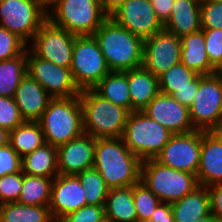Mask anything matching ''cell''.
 <instances>
[{
  "instance_id": "28",
  "label": "cell",
  "mask_w": 222,
  "mask_h": 222,
  "mask_svg": "<svg viewBox=\"0 0 222 222\" xmlns=\"http://www.w3.org/2000/svg\"><path fill=\"white\" fill-rule=\"evenodd\" d=\"M45 143L38 121H24L9 132V144L22 158Z\"/></svg>"
},
{
  "instance_id": "9",
  "label": "cell",
  "mask_w": 222,
  "mask_h": 222,
  "mask_svg": "<svg viewBox=\"0 0 222 222\" xmlns=\"http://www.w3.org/2000/svg\"><path fill=\"white\" fill-rule=\"evenodd\" d=\"M70 70L80 90L93 89L110 72L93 35L76 36Z\"/></svg>"
},
{
  "instance_id": "38",
  "label": "cell",
  "mask_w": 222,
  "mask_h": 222,
  "mask_svg": "<svg viewBox=\"0 0 222 222\" xmlns=\"http://www.w3.org/2000/svg\"><path fill=\"white\" fill-rule=\"evenodd\" d=\"M202 29H222V2L201 0Z\"/></svg>"
},
{
  "instance_id": "36",
  "label": "cell",
  "mask_w": 222,
  "mask_h": 222,
  "mask_svg": "<svg viewBox=\"0 0 222 222\" xmlns=\"http://www.w3.org/2000/svg\"><path fill=\"white\" fill-rule=\"evenodd\" d=\"M27 46L16 34L0 25V61L20 55Z\"/></svg>"
},
{
  "instance_id": "44",
  "label": "cell",
  "mask_w": 222,
  "mask_h": 222,
  "mask_svg": "<svg viewBox=\"0 0 222 222\" xmlns=\"http://www.w3.org/2000/svg\"><path fill=\"white\" fill-rule=\"evenodd\" d=\"M157 17L164 24L171 15L175 0H150Z\"/></svg>"
},
{
  "instance_id": "31",
  "label": "cell",
  "mask_w": 222,
  "mask_h": 222,
  "mask_svg": "<svg viewBox=\"0 0 222 222\" xmlns=\"http://www.w3.org/2000/svg\"><path fill=\"white\" fill-rule=\"evenodd\" d=\"M53 179L23 173V185L18 203L30 206H49Z\"/></svg>"
},
{
  "instance_id": "6",
  "label": "cell",
  "mask_w": 222,
  "mask_h": 222,
  "mask_svg": "<svg viewBox=\"0 0 222 222\" xmlns=\"http://www.w3.org/2000/svg\"><path fill=\"white\" fill-rule=\"evenodd\" d=\"M108 17L100 0H60L47 11V19L75 36H92Z\"/></svg>"
},
{
  "instance_id": "2",
  "label": "cell",
  "mask_w": 222,
  "mask_h": 222,
  "mask_svg": "<svg viewBox=\"0 0 222 222\" xmlns=\"http://www.w3.org/2000/svg\"><path fill=\"white\" fill-rule=\"evenodd\" d=\"M110 71L142 66L144 41L108 17L93 34Z\"/></svg>"
},
{
  "instance_id": "19",
  "label": "cell",
  "mask_w": 222,
  "mask_h": 222,
  "mask_svg": "<svg viewBox=\"0 0 222 222\" xmlns=\"http://www.w3.org/2000/svg\"><path fill=\"white\" fill-rule=\"evenodd\" d=\"M196 175L201 186L222 183V131H201L200 165Z\"/></svg>"
},
{
  "instance_id": "43",
  "label": "cell",
  "mask_w": 222,
  "mask_h": 222,
  "mask_svg": "<svg viewBox=\"0 0 222 222\" xmlns=\"http://www.w3.org/2000/svg\"><path fill=\"white\" fill-rule=\"evenodd\" d=\"M148 222H174L170 203L161 202L153 212Z\"/></svg>"
},
{
  "instance_id": "47",
  "label": "cell",
  "mask_w": 222,
  "mask_h": 222,
  "mask_svg": "<svg viewBox=\"0 0 222 222\" xmlns=\"http://www.w3.org/2000/svg\"><path fill=\"white\" fill-rule=\"evenodd\" d=\"M9 144V132L0 127V148Z\"/></svg>"
},
{
  "instance_id": "14",
  "label": "cell",
  "mask_w": 222,
  "mask_h": 222,
  "mask_svg": "<svg viewBox=\"0 0 222 222\" xmlns=\"http://www.w3.org/2000/svg\"><path fill=\"white\" fill-rule=\"evenodd\" d=\"M181 38L162 29L144 41L142 66L159 77L181 62Z\"/></svg>"
},
{
  "instance_id": "27",
  "label": "cell",
  "mask_w": 222,
  "mask_h": 222,
  "mask_svg": "<svg viewBox=\"0 0 222 222\" xmlns=\"http://www.w3.org/2000/svg\"><path fill=\"white\" fill-rule=\"evenodd\" d=\"M93 90L104 99L122 106L131 112V98L127 71H110Z\"/></svg>"
},
{
  "instance_id": "16",
  "label": "cell",
  "mask_w": 222,
  "mask_h": 222,
  "mask_svg": "<svg viewBox=\"0 0 222 222\" xmlns=\"http://www.w3.org/2000/svg\"><path fill=\"white\" fill-rule=\"evenodd\" d=\"M143 112L173 134L195 130L190 119L189 108L180 104L171 95L160 92Z\"/></svg>"
},
{
  "instance_id": "22",
  "label": "cell",
  "mask_w": 222,
  "mask_h": 222,
  "mask_svg": "<svg viewBox=\"0 0 222 222\" xmlns=\"http://www.w3.org/2000/svg\"><path fill=\"white\" fill-rule=\"evenodd\" d=\"M127 79L130 88L131 112L143 111L160 93L159 77L154 76L143 66L128 70Z\"/></svg>"
},
{
  "instance_id": "32",
  "label": "cell",
  "mask_w": 222,
  "mask_h": 222,
  "mask_svg": "<svg viewBox=\"0 0 222 222\" xmlns=\"http://www.w3.org/2000/svg\"><path fill=\"white\" fill-rule=\"evenodd\" d=\"M199 87V75L187 68L182 62L172 66L159 76V89L161 93L172 95L177 88Z\"/></svg>"
},
{
  "instance_id": "23",
  "label": "cell",
  "mask_w": 222,
  "mask_h": 222,
  "mask_svg": "<svg viewBox=\"0 0 222 222\" xmlns=\"http://www.w3.org/2000/svg\"><path fill=\"white\" fill-rule=\"evenodd\" d=\"M174 222H195L211 213L207 187L199 186L182 199L170 203Z\"/></svg>"
},
{
  "instance_id": "8",
  "label": "cell",
  "mask_w": 222,
  "mask_h": 222,
  "mask_svg": "<svg viewBox=\"0 0 222 222\" xmlns=\"http://www.w3.org/2000/svg\"><path fill=\"white\" fill-rule=\"evenodd\" d=\"M189 111L195 130L222 131V80L213 74L199 75V88Z\"/></svg>"
},
{
  "instance_id": "5",
  "label": "cell",
  "mask_w": 222,
  "mask_h": 222,
  "mask_svg": "<svg viewBox=\"0 0 222 222\" xmlns=\"http://www.w3.org/2000/svg\"><path fill=\"white\" fill-rule=\"evenodd\" d=\"M140 181L164 203L180 200L200 186L197 175L170 168L155 158L142 161Z\"/></svg>"
},
{
  "instance_id": "11",
  "label": "cell",
  "mask_w": 222,
  "mask_h": 222,
  "mask_svg": "<svg viewBox=\"0 0 222 222\" xmlns=\"http://www.w3.org/2000/svg\"><path fill=\"white\" fill-rule=\"evenodd\" d=\"M75 38V35L47 19L27 47L44 60L70 68Z\"/></svg>"
},
{
  "instance_id": "41",
  "label": "cell",
  "mask_w": 222,
  "mask_h": 222,
  "mask_svg": "<svg viewBox=\"0 0 222 222\" xmlns=\"http://www.w3.org/2000/svg\"><path fill=\"white\" fill-rule=\"evenodd\" d=\"M21 171V157L7 144L0 148V177Z\"/></svg>"
},
{
  "instance_id": "13",
  "label": "cell",
  "mask_w": 222,
  "mask_h": 222,
  "mask_svg": "<svg viewBox=\"0 0 222 222\" xmlns=\"http://www.w3.org/2000/svg\"><path fill=\"white\" fill-rule=\"evenodd\" d=\"M201 131L173 134L156 160L170 168L195 174L200 165Z\"/></svg>"
},
{
  "instance_id": "25",
  "label": "cell",
  "mask_w": 222,
  "mask_h": 222,
  "mask_svg": "<svg viewBox=\"0 0 222 222\" xmlns=\"http://www.w3.org/2000/svg\"><path fill=\"white\" fill-rule=\"evenodd\" d=\"M21 170L24 174L54 178L58 175L57 147L44 143L33 152L21 158Z\"/></svg>"
},
{
  "instance_id": "50",
  "label": "cell",
  "mask_w": 222,
  "mask_h": 222,
  "mask_svg": "<svg viewBox=\"0 0 222 222\" xmlns=\"http://www.w3.org/2000/svg\"><path fill=\"white\" fill-rule=\"evenodd\" d=\"M213 75L222 80V60L214 67Z\"/></svg>"
},
{
  "instance_id": "3",
  "label": "cell",
  "mask_w": 222,
  "mask_h": 222,
  "mask_svg": "<svg viewBox=\"0 0 222 222\" xmlns=\"http://www.w3.org/2000/svg\"><path fill=\"white\" fill-rule=\"evenodd\" d=\"M84 133L95 139L122 138L130 111L111 103L93 89L81 90Z\"/></svg>"
},
{
  "instance_id": "4",
  "label": "cell",
  "mask_w": 222,
  "mask_h": 222,
  "mask_svg": "<svg viewBox=\"0 0 222 222\" xmlns=\"http://www.w3.org/2000/svg\"><path fill=\"white\" fill-rule=\"evenodd\" d=\"M45 143L60 146L84 133L79 96L53 98L38 120Z\"/></svg>"
},
{
  "instance_id": "12",
  "label": "cell",
  "mask_w": 222,
  "mask_h": 222,
  "mask_svg": "<svg viewBox=\"0 0 222 222\" xmlns=\"http://www.w3.org/2000/svg\"><path fill=\"white\" fill-rule=\"evenodd\" d=\"M27 74L34 78L52 98L79 96L70 68L61 67L36 56L27 47Z\"/></svg>"
},
{
  "instance_id": "15",
  "label": "cell",
  "mask_w": 222,
  "mask_h": 222,
  "mask_svg": "<svg viewBox=\"0 0 222 222\" xmlns=\"http://www.w3.org/2000/svg\"><path fill=\"white\" fill-rule=\"evenodd\" d=\"M110 18L143 41L164 29L150 0H126Z\"/></svg>"
},
{
  "instance_id": "35",
  "label": "cell",
  "mask_w": 222,
  "mask_h": 222,
  "mask_svg": "<svg viewBox=\"0 0 222 222\" xmlns=\"http://www.w3.org/2000/svg\"><path fill=\"white\" fill-rule=\"evenodd\" d=\"M22 185V170L0 177V204L18 202Z\"/></svg>"
},
{
  "instance_id": "40",
  "label": "cell",
  "mask_w": 222,
  "mask_h": 222,
  "mask_svg": "<svg viewBox=\"0 0 222 222\" xmlns=\"http://www.w3.org/2000/svg\"><path fill=\"white\" fill-rule=\"evenodd\" d=\"M105 218V206L85 205L68 213L59 222H99Z\"/></svg>"
},
{
  "instance_id": "37",
  "label": "cell",
  "mask_w": 222,
  "mask_h": 222,
  "mask_svg": "<svg viewBox=\"0 0 222 222\" xmlns=\"http://www.w3.org/2000/svg\"><path fill=\"white\" fill-rule=\"evenodd\" d=\"M24 121L14 99L0 96V127L10 132Z\"/></svg>"
},
{
  "instance_id": "42",
  "label": "cell",
  "mask_w": 222,
  "mask_h": 222,
  "mask_svg": "<svg viewBox=\"0 0 222 222\" xmlns=\"http://www.w3.org/2000/svg\"><path fill=\"white\" fill-rule=\"evenodd\" d=\"M210 196L211 213L222 222V183L207 187Z\"/></svg>"
},
{
  "instance_id": "26",
  "label": "cell",
  "mask_w": 222,
  "mask_h": 222,
  "mask_svg": "<svg viewBox=\"0 0 222 222\" xmlns=\"http://www.w3.org/2000/svg\"><path fill=\"white\" fill-rule=\"evenodd\" d=\"M105 217L110 222H137L133 186L109 189L105 204Z\"/></svg>"
},
{
  "instance_id": "21",
  "label": "cell",
  "mask_w": 222,
  "mask_h": 222,
  "mask_svg": "<svg viewBox=\"0 0 222 222\" xmlns=\"http://www.w3.org/2000/svg\"><path fill=\"white\" fill-rule=\"evenodd\" d=\"M164 29L180 38L201 31V0H175Z\"/></svg>"
},
{
  "instance_id": "10",
  "label": "cell",
  "mask_w": 222,
  "mask_h": 222,
  "mask_svg": "<svg viewBox=\"0 0 222 222\" xmlns=\"http://www.w3.org/2000/svg\"><path fill=\"white\" fill-rule=\"evenodd\" d=\"M46 20L47 11L39 0H0V25L27 45Z\"/></svg>"
},
{
  "instance_id": "48",
  "label": "cell",
  "mask_w": 222,
  "mask_h": 222,
  "mask_svg": "<svg viewBox=\"0 0 222 222\" xmlns=\"http://www.w3.org/2000/svg\"><path fill=\"white\" fill-rule=\"evenodd\" d=\"M195 222H221L213 213L195 221Z\"/></svg>"
},
{
  "instance_id": "18",
  "label": "cell",
  "mask_w": 222,
  "mask_h": 222,
  "mask_svg": "<svg viewBox=\"0 0 222 222\" xmlns=\"http://www.w3.org/2000/svg\"><path fill=\"white\" fill-rule=\"evenodd\" d=\"M85 205V193L77 175L58 174L54 177L49 208L56 222Z\"/></svg>"
},
{
  "instance_id": "17",
  "label": "cell",
  "mask_w": 222,
  "mask_h": 222,
  "mask_svg": "<svg viewBox=\"0 0 222 222\" xmlns=\"http://www.w3.org/2000/svg\"><path fill=\"white\" fill-rule=\"evenodd\" d=\"M96 139L83 133L57 147V169L61 175H77L93 168Z\"/></svg>"
},
{
  "instance_id": "1",
  "label": "cell",
  "mask_w": 222,
  "mask_h": 222,
  "mask_svg": "<svg viewBox=\"0 0 222 222\" xmlns=\"http://www.w3.org/2000/svg\"><path fill=\"white\" fill-rule=\"evenodd\" d=\"M142 161L124 144L122 138H98L94 168L109 189L133 186L140 181Z\"/></svg>"
},
{
  "instance_id": "29",
  "label": "cell",
  "mask_w": 222,
  "mask_h": 222,
  "mask_svg": "<svg viewBox=\"0 0 222 222\" xmlns=\"http://www.w3.org/2000/svg\"><path fill=\"white\" fill-rule=\"evenodd\" d=\"M27 74V48L18 56L0 61V96L13 98Z\"/></svg>"
},
{
  "instance_id": "46",
  "label": "cell",
  "mask_w": 222,
  "mask_h": 222,
  "mask_svg": "<svg viewBox=\"0 0 222 222\" xmlns=\"http://www.w3.org/2000/svg\"><path fill=\"white\" fill-rule=\"evenodd\" d=\"M126 0H100L102 10L107 17H111Z\"/></svg>"
},
{
  "instance_id": "39",
  "label": "cell",
  "mask_w": 222,
  "mask_h": 222,
  "mask_svg": "<svg viewBox=\"0 0 222 222\" xmlns=\"http://www.w3.org/2000/svg\"><path fill=\"white\" fill-rule=\"evenodd\" d=\"M205 37V51L213 67L222 60V29H202Z\"/></svg>"
},
{
  "instance_id": "7",
  "label": "cell",
  "mask_w": 222,
  "mask_h": 222,
  "mask_svg": "<svg viewBox=\"0 0 222 222\" xmlns=\"http://www.w3.org/2000/svg\"><path fill=\"white\" fill-rule=\"evenodd\" d=\"M168 129L143 111L130 112L122 140L141 161L156 158L172 137Z\"/></svg>"
},
{
  "instance_id": "49",
  "label": "cell",
  "mask_w": 222,
  "mask_h": 222,
  "mask_svg": "<svg viewBox=\"0 0 222 222\" xmlns=\"http://www.w3.org/2000/svg\"><path fill=\"white\" fill-rule=\"evenodd\" d=\"M42 7L48 11L53 5H55L60 0H39Z\"/></svg>"
},
{
  "instance_id": "30",
  "label": "cell",
  "mask_w": 222,
  "mask_h": 222,
  "mask_svg": "<svg viewBox=\"0 0 222 222\" xmlns=\"http://www.w3.org/2000/svg\"><path fill=\"white\" fill-rule=\"evenodd\" d=\"M0 222H56L49 206H30L18 202L0 204Z\"/></svg>"
},
{
  "instance_id": "45",
  "label": "cell",
  "mask_w": 222,
  "mask_h": 222,
  "mask_svg": "<svg viewBox=\"0 0 222 222\" xmlns=\"http://www.w3.org/2000/svg\"><path fill=\"white\" fill-rule=\"evenodd\" d=\"M198 88L199 87L177 88V91L174 92L171 96L180 104L189 108L193 103L194 98L196 97Z\"/></svg>"
},
{
  "instance_id": "51",
  "label": "cell",
  "mask_w": 222,
  "mask_h": 222,
  "mask_svg": "<svg viewBox=\"0 0 222 222\" xmlns=\"http://www.w3.org/2000/svg\"><path fill=\"white\" fill-rule=\"evenodd\" d=\"M99 222H110V221L105 217L103 220H101Z\"/></svg>"
},
{
  "instance_id": "20",
  "label": "cell",
  "mask_w": 222,
  "mask_h": 222,
  "mask_svg": "<svg viewBox=\"0 0 222 222\" xmlns=\"http://www.w3.org/2000/svg\"><path fill=\"white\" fill-rule=\"evenodd\" d=\"M13 99L25 121H38L53 98L34 78L26 74Z\"/></svg>"
},
{
  "instance_id": "34",
  "label": "cell",
  "mask_w": 222,
  "mask_h": 222,
  "mask_svg": "<svg viewBox=\"0 0 222 222\" xmlns=\"http://www.w3.org/2000/svg\"><path fill=\"white\" fill-rule=\"evenodd\" d=\"M137 222H148L161 200L141 181L133 185Z\"/></svg>"
},
{
  "instance_id": "24",
  "label": "cell",
  "mask_w": 222,
  "mask_h": 222,
  "mask_svg": "<svg viewBox=\"0 0 222 222\" xmlns=\"http://www.w3.org/2000/svg\"><path fill=\"white\" fill-rule=\"evenodd\" d=\"M181 62L198 75H212L214 67L210 64L205 51L204 32L184 35L181 37Z\"/></svg>"
},
{
  "instance_id": "33",
  "label": "cell",
  "mask_w": 222,
  "mask_h": 222,
  "mask_svg": "<svg viewBox=\"0 0 222 222\" xmlns=\"http://www.w3.org/2000/svg\"><path fill=\"white\" fill-rule=\"evenodd\" d=\"M85 193L86 204L105 206L109 188L100 173L93 167L77 174Z\"/></svg>"
}]
</instances>
